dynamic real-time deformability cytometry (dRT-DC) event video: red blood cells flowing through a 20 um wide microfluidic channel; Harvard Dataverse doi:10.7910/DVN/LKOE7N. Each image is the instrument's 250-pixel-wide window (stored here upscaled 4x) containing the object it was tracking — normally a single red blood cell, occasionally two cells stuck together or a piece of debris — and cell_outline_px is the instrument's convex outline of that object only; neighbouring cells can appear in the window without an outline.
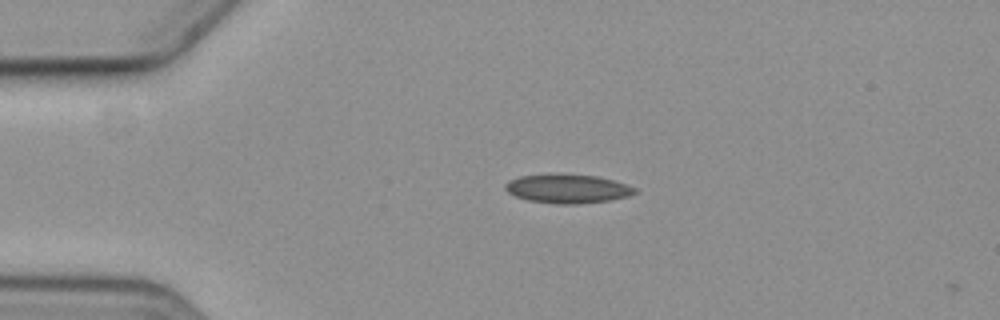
{"species": "common noctule bat (a hibernating species)", "species_latin": "Nyctalus noctula", "temperature_condition": "cold", "stored_images_in_passage": 2, "camera_frame_rate_fps": 3000, "um_per_image_px": 0.085, "animal": {"sex": "female", "body_mass_g": 19.3, "forearm_length_mm": 54.1}, "frame": {"image": 1, "passage_image": 1, "time_ms": 0.0, "image_size_px": [1000, 320], "cell_outline_px": [[636, 192], [628, 196], [612, 200], [576, 204], [556, 204], [528, 200], [516, 196], [508, 192], [504, 188], [504, 184], [508, 180], [520, 176], [548, 172], [560, 172], [596, 176], [612, 180], [636, 188]], "centroid_in_image_um": [48.18, 16.01], "position_along_channel_um": 36.8, "area_um2": 22.31}}